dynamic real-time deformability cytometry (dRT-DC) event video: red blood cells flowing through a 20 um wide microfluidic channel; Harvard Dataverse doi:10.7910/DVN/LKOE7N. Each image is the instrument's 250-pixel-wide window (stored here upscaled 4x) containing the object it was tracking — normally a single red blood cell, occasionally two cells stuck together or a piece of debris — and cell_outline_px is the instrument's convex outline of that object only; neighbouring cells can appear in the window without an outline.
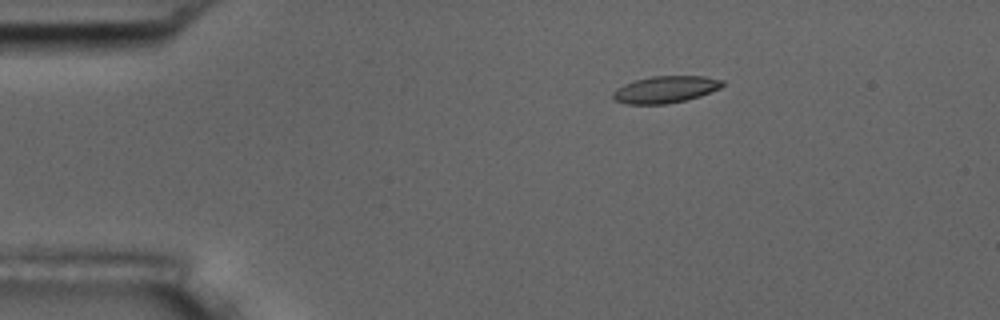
{"species": "common noctule bat (a hibernating species)", "species_latin": "Nyctalus noctula", "temperature_condition": "room temperature", "stored_images_in_passage": 3, "camera_frame_rate_fps": 3000, "um_per_image_px": 0.085, "animal": {"sex": "male", "body_mass_g": 17.5, "forearm_length_mm": 52.3}, "frame": {"image": 1, "passage_image": 1, "time_ms": 0.0, "image_size_px": [1000, 320], "cell_outline_px": [[724, 84], [720, 88], [700, 96], [684, 100], [664, 104], [628, 104], [616, 100], [612, 96], [612, 92], [616, 88], [624, 84], [636, 80], [652, 76], [704, 76], [724, 80]], "centroid_in_image_um": [56.56, 7.59], "position_along_channel_um": 28.4, "area_um2": 17.05}}
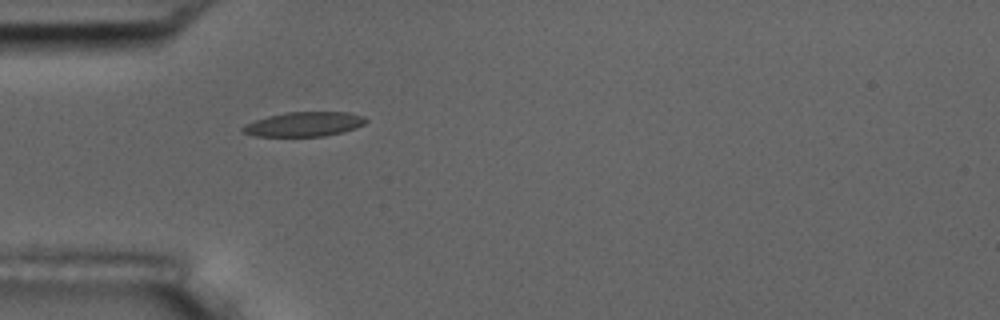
{"frame": {"image": 2, "passage_image": 3, "time_ms": 2.333, "image_size_px": [1000, 320], "cell_outline_px": [[368, 120], [364, 124], [356, 128], [344, 132], [324, 136], [252, 136], [240, 132], [240, 128], [244, 124], [268, 116], [288, 112], [348, 112], [364, 116]], "centroid_in_image_um": [25.83, 10.56], "position_along_channel_um": 59.2, "area_um2": 17.74}}